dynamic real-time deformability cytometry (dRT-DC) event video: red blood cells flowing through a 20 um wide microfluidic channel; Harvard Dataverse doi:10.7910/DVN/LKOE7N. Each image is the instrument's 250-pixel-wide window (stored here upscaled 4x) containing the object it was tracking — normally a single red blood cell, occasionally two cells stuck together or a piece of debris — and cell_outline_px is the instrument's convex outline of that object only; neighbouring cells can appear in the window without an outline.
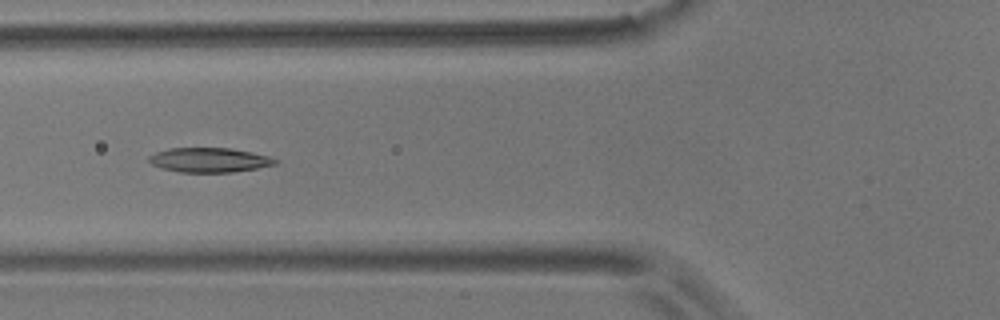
{"species": "common noctule bat (a hibernating species)", "species_latin": "Nyctalus noctula", "temperature_condition": "room temperature", "stored_images_in_passage": 7, "camera_frame_rate_fps": 3000, "um_per_image_px": 0.085, "animal": {"sex": "male", "body_mass_g": 17.9}, "frame": {"image": 1, "passage_image": 5, "time_ms": 6.333, "image_size_px": [1000, 320], "cell_outline_px": [[280, 160], [276, 164], [256, 168], [232, 172], [180, 172], [160, 168], [152, 164], [148, 160], [148, 156], [156, 152], [168, 148], [232, 148], [252, 152], [268, 156]], "centroid_in_image_um": [17.78, 13.59], "position_along_channel_um": 108.0, "area_um2": 18.09}}
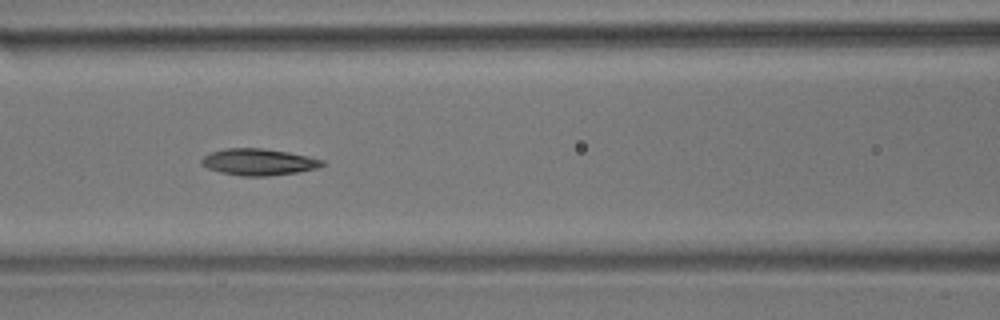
{"frame": {"image": 2, "passage_image": 6, "time_ms": 7.333, "image_size_px": [1000, 320], "cell_outline_px": [[324, 164], [316, 168], [300, 172], [268, 176], [240, 176], [220, 172], [208, 168], [200, 164], [200, 160], [204, 156], [212, 152], [224, 148], [260, 148], [288, 152], [308, 156], [324, 160]], "centroid_in_image_um": [21.96, 13.77], "position_along_channel_um": 144.6, "area_um2": 18.73}}
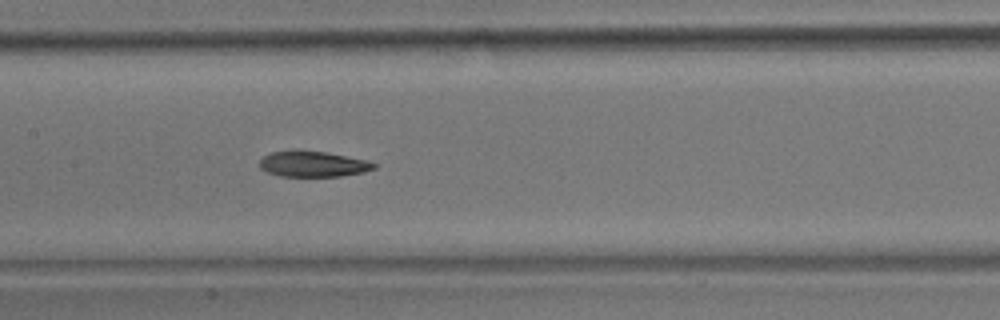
{"frame": {"image": 3, "passage_image": 7, "time_ms": 8.333, "image_size_px": [1000, 320], "cell_outline_px": [[376, 168], [364, 172], [340, 176], [280, 176], [264, 172], [260, 168], [260, 160], [264, 156], [272, 152], [300, 148], [324, 152], [364, 160], [376, 164]], "centroid_in_image_um": [26.53, 13.93], "position_along_channel_um": 180.9, "area_um2": 17.28}}